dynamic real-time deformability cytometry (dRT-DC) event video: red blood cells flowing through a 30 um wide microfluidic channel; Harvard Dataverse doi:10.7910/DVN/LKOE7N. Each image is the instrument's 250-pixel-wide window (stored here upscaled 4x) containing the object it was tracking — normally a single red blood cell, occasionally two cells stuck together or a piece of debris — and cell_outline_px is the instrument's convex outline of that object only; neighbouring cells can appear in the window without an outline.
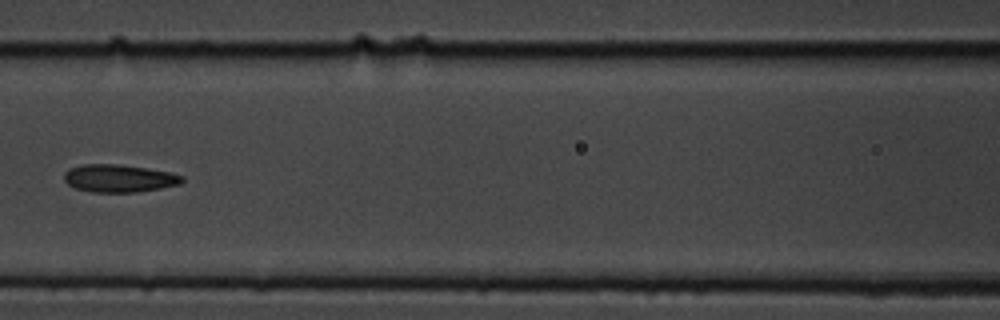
{"species": "common noctule bat (a hibernating species)", "species_latin": "Nyctalus noctula", "temperature_condition": "cold", "stored_images_in_passage": 9, "camera_frame_rate_fps": 3000, "um_per_image_px": 0.085, "animal": {"sex": "male", "body_mass_g": 19.5, "forearm_length_mm": 54.6}, "frame": {"image": 1, "passage_image": 6, "time_ms": 1.667, "image_size_px": [1000, 320], "cell_outline_px": [[184, 180], [180, 184], [160, 188], [136, 192], [92, 192], [76, 188], [68, 184], [64, 180], [64, 172], [72, 168], [84, 164], [120, 164], [172, 172], [184, 176]], "centroid_in_image_um": [10.15, 15.15], "position_along_channel_um": 156.5, "area_um2": 19.02}}
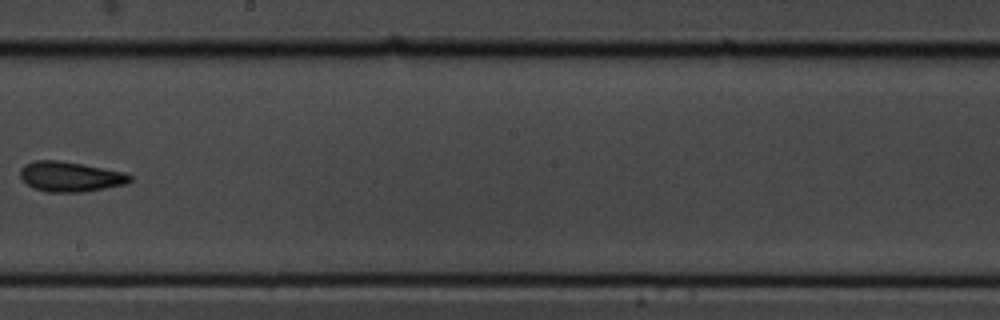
{"frame": {"image": 2, "passage_image": 8, "time_ms": 2.333, "image_size_px": [1000, 320], "cell_outline_px": [[132, 180], [124, 184], [84, 192], [48, 192], [32, 188], [20, 176], [20, 168], [24, 164], [36, 160], [60, 160], [124, 172], [132, 176]], "centroid_in_image_um": [5.95, 15.01], "position_along_channel_um": 242.3, "area_um2": 19.13}}
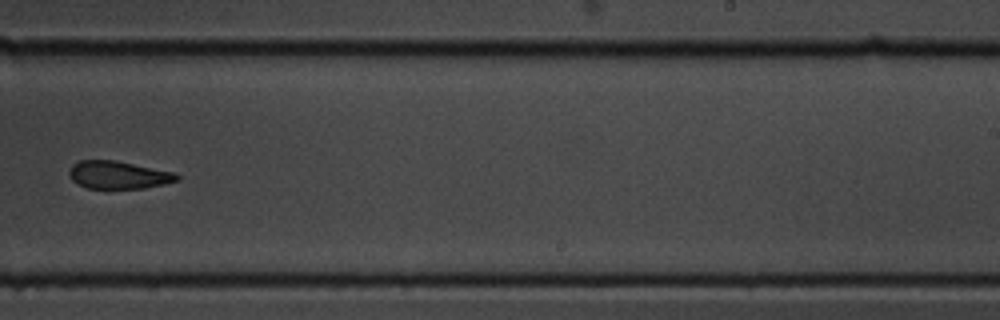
{"frame": {"image": 3, "passage_image": 9, "time_ms": 2.667, "image_size_px": [1000, 320], "cell_outline_px": [[180, 180], [164, 184], [144, 188], [88, 188], [76, 184], [72, 180], [68, 172], [72, 164], [80, 160], [116, 160], [176, 172], [180, 176]], "centroid_in_image_um": [10.08, 14.86], "position_along_channel_um": 278.9, "area_um2": 17.63}}